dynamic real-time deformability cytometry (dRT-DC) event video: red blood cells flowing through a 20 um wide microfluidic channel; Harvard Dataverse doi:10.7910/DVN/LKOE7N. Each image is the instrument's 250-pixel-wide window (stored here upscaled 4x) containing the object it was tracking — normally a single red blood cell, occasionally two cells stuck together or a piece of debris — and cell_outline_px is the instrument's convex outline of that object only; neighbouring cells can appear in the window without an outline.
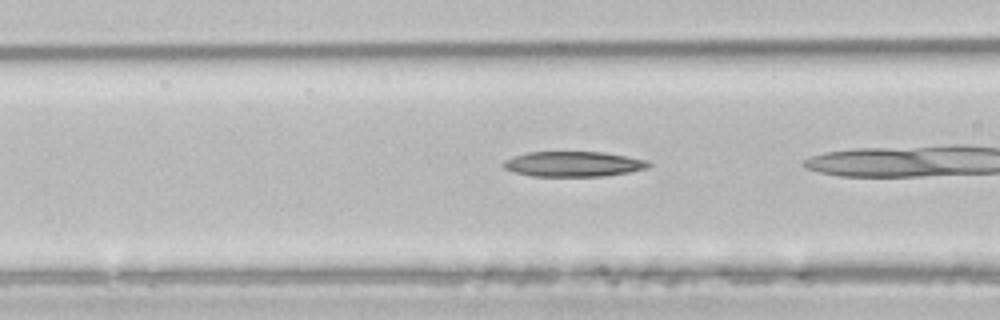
{"species": "common noctule bat (a hibernating species)", "species_latin": "Nyctalus noctula", "temperature_condition": "room temperature", "stored_images_in_passage": 24, "camera_frame_rate_fps": 3000, "um_per_image_px": 0.085, "animal": {"sex": "male", "body_mass_g": 21.5, "forearm_length_mm": 52.0}, "frame": {"image": 1, "passage_image": 17, "time_ms": 5.333, "image_size_px": [1000, 320], "cell_outline_px": [[652, 164], [648, 168], [628, 172], [604, 176], [532, 176], [512, 172], [504, 168], [500, 164], [504, 160], [512, 156], [528, 152], [604, 152], [628, 156], [648, 160]], "centroid_in_image_um": [48.71, 13.94], "position_along_channel_um": 117.9, "area_um2": 21.56}}
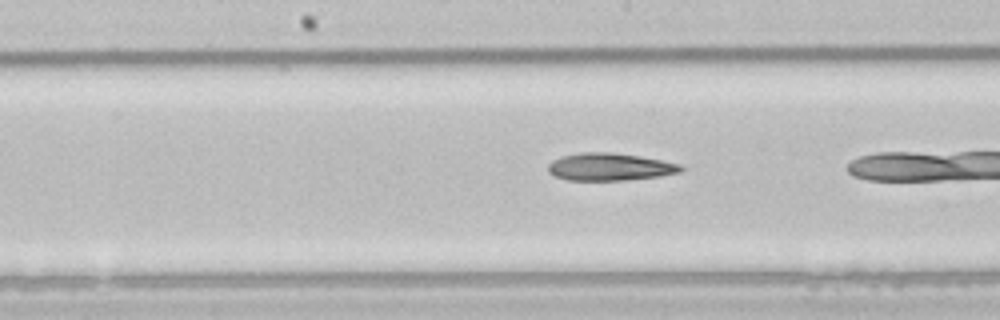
{"frame": {"image": 2, "passage_image": 23, "time_ms": 7.333, "image_size_px": [1000, 320], "cell_outline_px": [[684, 168], [680, 172], [660, 176], [624, 180], [568, 180], [556, 176], [548, 172], [548, 164], [552, 160], [560, 156], [580, 152], [612, 152], [640, 156], [680, 164]], "centroid_in_image_um": [51.8, 14.17], "position_along_channel_um": 196.4, "area_um2": 21.27}}